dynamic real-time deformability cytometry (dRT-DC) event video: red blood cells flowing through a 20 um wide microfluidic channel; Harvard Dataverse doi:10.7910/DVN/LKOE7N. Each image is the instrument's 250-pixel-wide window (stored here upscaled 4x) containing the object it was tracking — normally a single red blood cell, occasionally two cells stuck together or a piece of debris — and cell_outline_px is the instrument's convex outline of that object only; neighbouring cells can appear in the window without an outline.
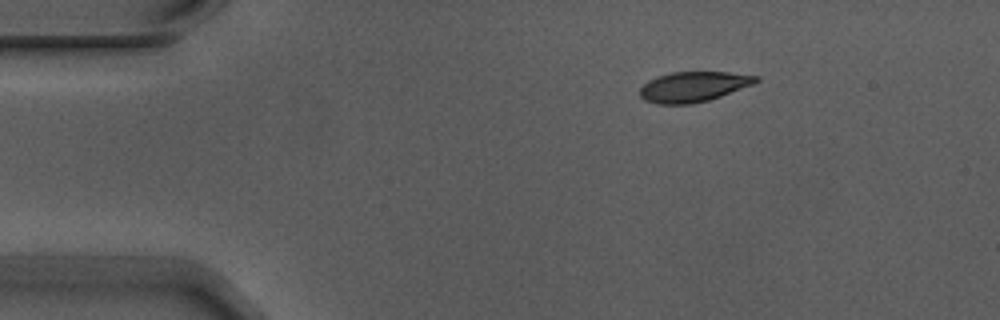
{"species": "Egyptian fruit bat (a non-hibernating species)", "species_latin": "Rousettus aegyptiacus", "temperature_condition": "warm", "stored_images_in_passage": 2, "camera_frame_rate_fps": 3000, "um_per_image_px": 0.085, "animal": {"sex": "male"}, "frame": {"image": 1, "passage_image": 1, "time_ms": 0.0, "image_size_px": [1000, 320], "cell_outline_px": [[760, 80], [752, 84], [720, 96], [708, 100], [692, 104], [656, 104], [644, 100], [640, 96], [640, 88], [648, 80], [656, 76], [672, 72], [728, 72], [760, 76]], "centroid_in_image_um": [58.91, 7.37], "position_along_channel_um": 26.1, "area_um2": 20.4}}